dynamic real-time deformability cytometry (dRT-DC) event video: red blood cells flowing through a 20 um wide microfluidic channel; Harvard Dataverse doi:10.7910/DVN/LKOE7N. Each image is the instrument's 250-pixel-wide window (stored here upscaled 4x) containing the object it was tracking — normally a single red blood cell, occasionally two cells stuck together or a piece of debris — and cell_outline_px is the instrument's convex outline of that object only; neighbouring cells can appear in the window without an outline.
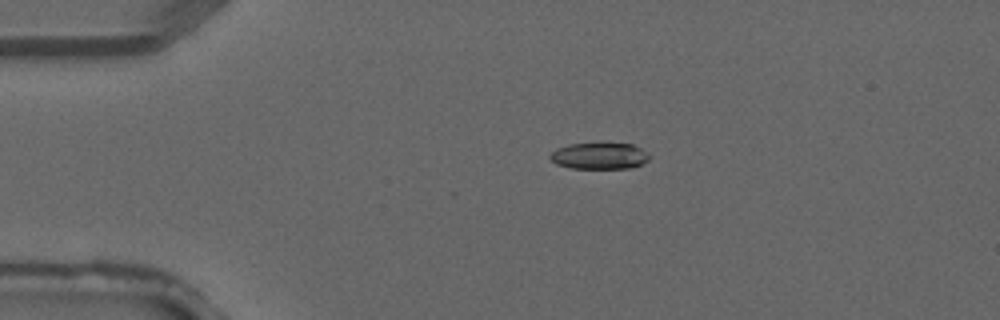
{"species": "common noctule bat (a hibernating species)", "species_latin": "Nyctalus noctula", "temperature_condition": "warm", "stored_images_in_passage": 4, "camera_frame_rate_fps": 3000, "um_per_image_px": 0.085, "animal": {"sex": "male", "forearm_length_mm": 52.5}, "frame": {"image": 1, "passage_image": 2, "time_ms": 0.333, "image_size_px": [1000, 320], "cell_outline_px": [[648, 160], [632, 168], [572, 168], [556, 164], [548, 156], [556, 148], [568, 144], [608, 140], [632, 144], [640, 148], [648, 156]], "centroid_in_image_um": [50.91, 13.19], "position_along_channel_um": 34.1, "area_um2": 15.9}}